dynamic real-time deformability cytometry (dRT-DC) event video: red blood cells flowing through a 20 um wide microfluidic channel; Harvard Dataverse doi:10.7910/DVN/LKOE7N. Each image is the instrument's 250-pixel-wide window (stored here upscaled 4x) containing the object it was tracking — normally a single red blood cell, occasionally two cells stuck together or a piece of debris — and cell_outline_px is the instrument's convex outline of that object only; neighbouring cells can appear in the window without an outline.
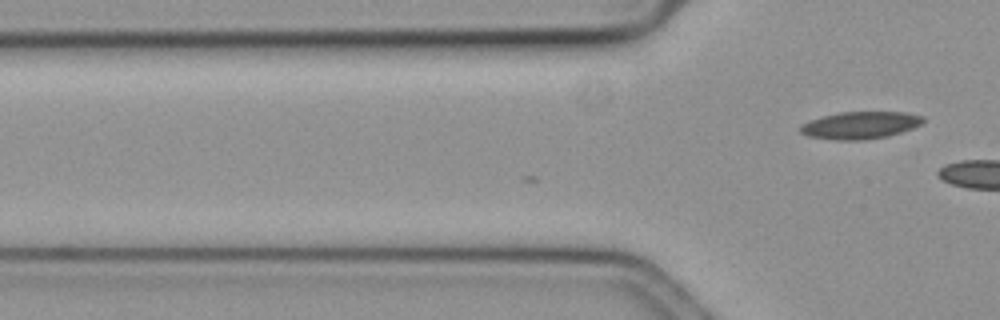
{"species": "common noctule bat (a hibernating species)", "species_latin": "Nyctalus noctula", "temperature_condition": "cold", "stored_images_in_passage": 7, "camera_frame_rate_fps": 3000, "um_per_image_px": 0.085, "animal": {"sex": "female", "body_mass_g": 19.3, "forearm_length_mm": 54.1}, "frame": {"image": 1, "passage_image": 7, "time_ms": 2.0, "image_size_px": [1000, 320], "cell_outline_px": [[924, 120], [920, 124], [912, 128], [888, 136], [868, 140], [832, 140], [808, 136], [800, 132], [800, 124], [808, 120], [820, 116], [840, 112], [908, 112], [924, 116]], "centroid_in_image_um": [73.08, 10.64], "position_along_channel_um": 52.7, "area_um2": 19.77}}